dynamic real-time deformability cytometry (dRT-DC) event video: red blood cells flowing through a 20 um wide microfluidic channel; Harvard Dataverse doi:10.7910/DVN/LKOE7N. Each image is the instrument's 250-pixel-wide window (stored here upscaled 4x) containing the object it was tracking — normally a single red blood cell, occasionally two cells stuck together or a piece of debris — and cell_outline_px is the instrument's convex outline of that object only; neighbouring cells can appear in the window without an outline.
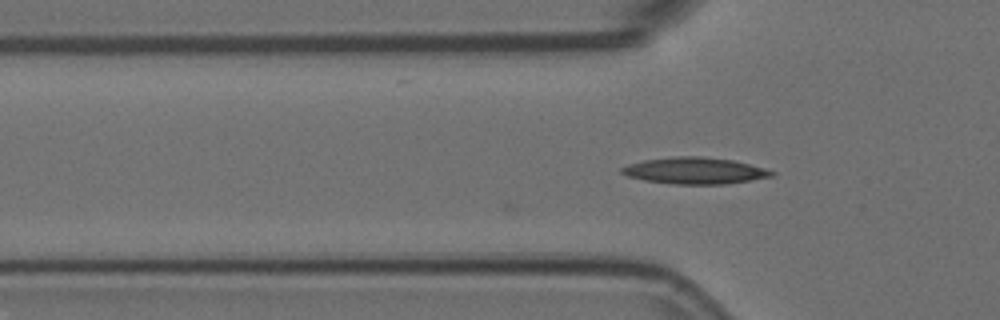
{"species": "Egyptian fruit bat (a non-hibernating species)", "species_latin": "Rousettus aegyptiacus", "temperature_condition": "room temperature", "stored_images_in_passage": 5, "camera_frame_rate_fps": 3000, "um_per_image_px": 0.085, "animal": {"sex": "female"}, "frame": {"image": 1, "passage_image": 5, "time_ms": 1.333, "image_size_px": [1000, 320], "cell_outline_px": [[776, 172], [772, 176], [724, 184], [676, 184], [644, 180], [628, 176], [620, 172], [620, 168], [628, 164], [644, 160], [672, 156], [704, 156], [732, 160], [764, 168]], "centroid_in_image_um": [59.01, 14.5], "position_along_channel_um": 66.8, "area_um2": 23.0}}